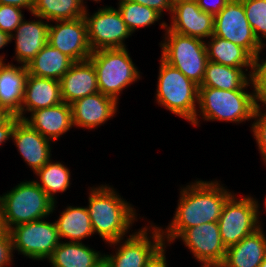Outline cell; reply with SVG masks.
<instances>
[{"mask_svg": "<svg viewBox=\"0 0 266 267\" xmlns=\"http://www.w3.org/2000/svg\"><path fill=\"white\" fill-rule=\"evenodd\" d=\"M35 173L42 181L41 184L35 182L53 202H55L54 193L64 192L69 187L70 171L61 163L49 161Z\"/></svg>", "mask_w": 266, "mask_h": 267, "instance_id": "f546056e", "label": "cell"}, {"mask_svg": "<svg viewBox=\"0 0 266 267\" xmlns=\"http://www.w3.org/2000/svg\"><path fill=\"white\" fill-rule=\"evenodd\" d=\"M154 229L153 242L147 237V228H143L138 233L130 235L116 255H104V259L110 267H146L165 244L164 231L158 227Z\"/></svg>", "mask_w": 266, "mask_h": 267, "instance_id": "7c38bea8", "label": "cell"}, {"mask_svg": "<svg viewBox=\"0 0 266 267\" xmlns=\"http://www.w3.org/2000/svg\"><path fill=\"white\" fill-rule=\"evenodd\" d=\"M74 61L47 43L26 65L28 74L60 81Z\"/></svg>", "mask_w": 266, "mask_h": 267, "instance_id": "cb8c5ba5", "label": "cell"}, {"mask_svg": "<svg viewBox=\"0 0 266 267\" xmlns=\"http://www.w3.org/2000/svg\"><path fill=\"white\" fill-rule=\"evenodd\" d=\"M260 112H261L260 106L257 103L255 110H254L253 118H255V120L257 117L259 118L252 125L253 126L252 129H253L256 141L258 143L260 152L262 153L263 159L266 162V113L261 114Z\"/></svg>", "mask_w": 266, "mask_h": 267, "instance_id": "e575fe53", "label": "cell"}, {"mask_svg": "<svg viewBox=\"0 0 266 267\" xmlns=\"http://www.w3.org/2000/svg\"><path fill=\"white\" fill-rule=\"evenodd\" d=\"M160 61L156 100L166 109L197 126L195 102H198L199 86L180 70L162 59Z\"/></svg>", "mask_w": 266, "mask_h": 267, "instance_id": "277c9868", "label": "cell"}, {"mask_svg": "<svg viewBox=\"0 0 266 267\" xmlns=\"http://www.w3.org/2000/svg\"><path fill=\"white\" fill-rule=\"evenodd\" d=\"M82 243H60L49 261L53 267H95L104 256Z\"/></svg>", "mask_w": 266, "mask_h": 267, "instance_id": "d4e9b609", "label": "cell"}, {"mask_svg": "<svg viewBox=\"0 0 266 267\" xmlns=\"http://www.w3.org/2000/svg\"><path fill=\"white\" fill-rule=\"evenodd\" d=\"M12 240L8 231L0 237V267L10 265L12 261Z\"/></svg>", "mask_w": 266, "mask_h": 267, "instance_id": "d590c367", "label": "cell"}, {"mask_svg": "<svg viewBox=\"0 0 266 267\" xmlns=\"http://www.w3.org/2000/svg\"><path fill=\"white\" fill-rule=\"evenodd\" d=\"M266 257V238L261 227L226 250L220 267H259Z\"/></svg>", "mask_w": 266, "mask_h": 267, "instance_id": "7402d4cb", "label": "cell"}, {"mask_svg": "<svg viewBox=\"0 0 266 267\" xmlns=\"http://www.w3.org/2000/svg\"><path fill=\"white\" fill-rule=\"evenodd\" d=\"M89 60L97 73L99 92L116 100L123 88L140 78L126 48L96 50Z\"/></svg>", "mask_w": 266, "mask_h": 267, "instance_id": "5b68a950", "label": "cell"}, {"mask_svg": "<svg viewBox=\"0 0 266 267\" xmlns=\"http://www.w3.org/2000/svg\"><path fill=\"white\" fill-rule=\"evenodd\" d=\"M117 103L116 99L101 92L78 99L70 104L73 125L95 128L114 116Z\"/></svg>", "mask_w": 266, "mask_h": 267, "instance_id": "2e32d148", "label": "cell"}, {"mask_svg": "<svg viewBox=\"0 0 266 267\" xmlns=\"http://www.w3.org/2000/svg\"><path fill=\"white\" fill-rule=\"evenodd\" d=\"M213 35L245 48L253 57L263 47L246 18L241 0H230L214 17Z\"/></svg>", "mask_w": 266, "mask_h": 267, "instance_id": "30bf717a", "label": "cell"}, {"mask_svg": "<svg viewBox=\"0 0 266 267\" xmlns=\"http://www.w3.org/2000/svg\"><path fill=\"white\" fill-rule=\"evenodd\" d=\"M118 10L128 29L133 32L137 27H145L159 20L161 14L156 10L130 0H120Z\"/></svg>", "mask_w": 266, "mask_h": 267, "instance_id": "4dcf8cb0", "label": "cell"}, {"mask_svg": "<svg viewBox=\"0 0 266 267\" xmlns=\"http://www.w3.org/2000/svg\"><path fill=\"white\" fill-rule=\"evenodd\" d=\"M61 102L63 101L61 98L60 81L28 74L25 83L23 102L20 112L16 116L24 120V110L33 112L39 109L56 106Z\"/></svg>", "mask_w": 266, "mask_h": 267, "instance_id": "d6986e66", "label": "cell"}, {"mask_svg": "<svg viewBox=\"0 0 266 267\" xmlns=\"http://www.w3.org/2000/svg\"><path fill=\"white\" fill-rule=\"evenodd\" d=\"M60 239L80 243L81 239L94 234L87 208L69 206L55 222Z\"/></svg>", "mask_w": 266, "mask_h": 267, "instance_id": "83f0119b", "label": "cell"}, {"mask_svg": "<svg viewBox=\"0 0 266 267\" xmlns=\"http://www.w3.org/2000/svg\"><path fill=\"white\" fill-rule=\"evenodd\" d=\"M95 267H110L109 263L103 259L100 263H98Z\"/></svg>", "mask_w": 266, "mask_h": 267, "instance_id": "ee69618b", "label": "cell"}, {"mask_svg": "<svg viewBox=\"0 0 266 267\" xmlns=\"http://www.w3.org/2000/svg\"><path fill=\"white\" fill-rule=\"evenodd\" d=\"M24 161L34 173L50 161L49 139L42 136L24 120H19L13 130L12 137Z\"/></svg>", "mask_w": 266, "mask_h": 267, "instance_id": "ac0fdd59", "label": "cell"}, {"mask_svg": "<svg viewBox=\"0 0 266 267\" xmlns=\"http://www.w3.org/2000/svg\"><path fill=\"white\" fill-rule=\"evenodd\" d=\"M171 26L167 29L178 34L203 39L214 31V16L202 11L195 0L173 2Z\"/></svg>", "mask_w": 266, "mask_h": 267, "instance_id": "9a60e30c", "label": "cell"}, {"mask_svg": "<svg viewBox=\"0 0 266 267\" xmlns=\"http://www.w3.org/2000/svg\"><path fill=\"white\" fill-rule=\"evenodd\" d=\"M3 58H4V57H2V56L0 57V62H3Z\"/></svg>", "mask_w": 266, "mask_h": 267, "instance_id": "7dc6e473", "label": "cell"}, {"mask_svg": "<svg viewBox=\"0 0 266 267\" xmlns=\"http://www.w3.org/2000/svg\"><path fill=\"white\" fill-rule=\"evenodd\" d=\"M248 78L242 68H235L207 62L205 75L199 87H211L221 90H244L248 86Z\"/></svg>", "mask_w": 266, "mask_h": 267, "instance_id": "4316f807", "label": "cell"}, {"mask_svg": "<svg viewBox=\"0 0 266 267\" xmlns=\"http://www.w3.org/2000/svg\"><path fill=\"white\" fill-rule=\"evenodd\" d=\"M27 75L25 65L15 67L0 62V108L10 115L20 112Z\"/></svg>", "mask_w": 266, "mask_h": 267, "instance_id": "44dd1931", "label": "cell"}, {"mask_svg": "<svg viewBox=\"0 0 266 267\" xmlns=\"http://www.w3.org/2000/svg\"><path fill=\"white\" fill-rule=\"evenodd\" d=\"M179 237L203 267H220L226 256L218 222H207L186 229Z\"/></svg>", "mask_w": 266, "mask_h": 267, "instance_id": "5bb4252c", "label": "cell"}, {"mask_svg": "<svg viewBox=\"0 0 266 267\" xmlns=\"http://www.w3.org/2000/svg\"><path fill=\"white\" fill-rule=\"evenodd\" d=\"M164 248L151 260L146 267H167Z\"/></svg>", "mask_w": 266, "mask_h": 267, "instance_id": "60d3db41", "label": "cell"}, {"mask_svg": "<svg viewBox=\"0 0 266 267\" xmlns=\"http://www.w3.org/2000/svg\"><path fill=\"white\" fill-rule=\"evenodd\" d=\"M35 0H0V4L12 5L20 8H28L32 13Z\"/></svg>", "mask_w": 266, "mask_h": 267, "instance_id": "ab89813d", "label": "cell"}, {"mask_svg": "<svg viewBox=\"0 0 266 267\" xmlns=\"http://www.w3.org/2000/svg\"><path fill=\"white\" fill-rule=\"evenodd\" d=\"M49 25L38 21H22L16 28V58L27 65L35 55L48 43Z\"/></svg>", "mask_w": 266, "mask_h": 267, "instance_id": "603a6c76", "label": "cell"}, {"mask_svg": "<svg viewBox=\"0 0 266 267\" xmlns=\"http://www.w3.org/2000/svg\"><path fill=\"white\" fill-rule=\"evenodd\" d=\"M55 22L57 23L56 26L49 25L48 43L66 54L74 62L88 60L93 51L88 41L87 24L84 16Z\"/></svg>", "mask_w": 266, "mask_h": 267, "instance_id": "4fadbf2b", "label": "cell"}, {"mask_svg": "<svg viewBox=\"0 0 266 267\" xmlns=\"http://www.w3.org/2000/svg\"><path fill=\"white\" fill-rule=\"evenodd\" d=\"M131 2L138 3L144 6H148L156 10L158 13L162 15L163 9H168L172 12L173 2L172 0H130Z\"/></svg>", "mask_w": 266, "mask_h": 267, "instance_id": "8d00e7d4", "label": "cell"}, {"mask_svg": "<svg viewBox=\"0 0 266 267\" xmlns=\"http://www.w3.org/2000/svg\"><path fill=\"white\" fill-rule=\"evenodd\" d=\"M62 101L71 104L83 97L98 93L97 73L88 59L74 62L60 79Z\"/></svg>", "mask_w": 266, "mask_h": 267, "instance_id": "e0dca14e", "label": "cell"}, {"mask_svg": "<svg viewBox=\"0 0 266 267\" xmlns=\"http://www.w3.org/2000/svg\"><path fill=\"white\" fill-rule=\"evenodd\" d=\"M259 267H266V257L264 258L263 262L260 264Z\"/></svg>", "mask_w": 266, "mask_h": 267, "instance_id": "bcb514c9", "label": "cell"}, {"mask_svg": "<svg viewBox=\"0 0 266 267\" xmlns=\"http://www.w3.org/2000/svg\"><path fill=\"white\" fill-rule=\"evenodd\" d=\"M85 11L88 41L92 51L100 49L126 48L123 40L131 31L122 19L119 10L112 7L99 9L91 17Z\"/></svg>", "mask_w": 266, "mask_h": 267, "instance_id": "8fae6325", "label": "cell"}, {"mask_svg": "<svg viewBox=\"0 0 266 267\" xmlns=\"http://www.w3.org/2000/svg\"><path fill=\"white\" fill-rule=\"evenodd\" d=\"M198 104L205 120L241 122L253 118L255 95L244 90L199 87Z\"/></svg>", "mask_w": 266, "mask_h": 267, "instance_id": "8992f818", "label": "cell"}, {"mask_svg": "<svg viewBox=\"0 0 266 267\" xmlns=\"http://www.w3.org/2000/svg\"><path fill=\"white\" fill-rule=\"evenodd\" d=\"M235 199L232 195L226 201L218 219L221 240L226 249L260 228L257 202L251 197L239 201Z\"/></svg>", "mask_w": 266, "mask_h": 267, "instance_id": "ba28073f", "label": "cell"}, {"mask_svg": "<svg viewBox=\"0 0 266 267\" xmlns=\"http://www.w3.org/2000/svg\"><path fill=\"white\" fill-rule=\"evenodd\" d=\"M195 1L198 3V6L202 11L207 12L215 17L217 14L220 13V11L226 6V4L230 0H216L215 3L212 2V5L208 3L207 0Z\"/></svg>", "mask_w": 266, "mask_h": 267, "instance_id": "74e56055", "label": "cell"}, {"mask_svg": "<svg viewBox=\"0 0 266 267\" xmlns=\"http://www.w3.org/2000/svg\"><path fill=\"white\" fill-rule=\"evenodd\" d=\"M6 232V229L4 228V225L0 219V237Z\"/></svg>", "mask_w": 266, "mask_h": 267, "instance_id": "f6af8a7d", "label": "cell"}, {"mask_svg": "<svg viewBox=\"0 0 266 267\" xmlns=\"http://www.w3.org/2000/svg\"><path fill=\"white\" fill-rule=\"evenodd\" d=\"M20 119L16 115H11L2 125H0V144L12 137L16 123Z\"/></svg>", "mask_w": 266, "mask_h": 267, "instance_id": "f35d334b", "label": "cell"}, {"mask_svg": "<svg viewBox=\"0 0 266 267\" xmlns=\"http://www.w3.org/2000/svg\"><path fill=\"white\" fill-rule=\"evenodd\" d=\"M232 196L217 182L197 181L181 192L173 221L168 226L167 240L172 242L186 229L207 222H218L226 201Z\"/></svg>", "mask_w": 266, "mask_h": 267, "instance_id": "6da1fadb", "label": "cell"}, {"mask_svg": "<svg viewBox=\"0 0 266 267\" xmlns=\"http://www.w3.org/2000/svg\"><path fill=\"white\" fill-rule=\"evenodd\" d=\"M80 0H35L32 14L47 20H73L85 15Z\"/></svg>", "mask_w": 266, "mask_h": 267, "instance_id": "f1b7e54d", "label": "cell"}, {"mask_svg": "<svg viewBox=\"0 0 266 267\" xmlns=\"http://www.w3.org/2000/svg\"><path fill=\"white\" fill-rule=\"evenodd\" d=\"M258 51L253 57V71L250 72V80L254 86V95L256 104L258 101L263 102L266 105V60L258 62L259 60Z\"/></svg>", "mask_w": 266, "mask_h": 267, "instance_id": "d6a6232c", "label": "cell"}, {"mask_svg": "<svg viewBox=\"0 0 266 267\" xmlns=\"http://www.w3.org/2000/svg\"><path fill=\"white\" fill-rule=\"evenodd\" d=\"M91 190L87 210L93 232L117 245L135 220V212L112 188L105 185Z\"/></svg>", "mask_w": 266, "mask_h": 267, "instance_id": "7a4b0ae2", "label": "cell"}, {"mask_svg": "<svg viewBox=\"0 0 266 267\" xmlns=\"http://www.w3.org/2000/svg\"><path fill=\"white\" fill-rule=\"evenodd\" d=\"M11 115L4 110L3 108H0V125H2Z\"/></svg>", "mask_w": 266, "mask_h": 267, "instance_id": "7bdbcfd3", "label": "cell"}, {"mask_svg": "<svg viewBox=\"0 0 266 267\" xmlns=\"http://www.w3.org/2000/svg\"><path fill=\"white\" fill-rule=\"evenodd\" d=\"M12 249L32 259L50 258L60 244L56 223L42 219L17 225L8 230Z\"/></svg>", "mask_w": 266, "mask_h": 267, "instance_id": "9c48e42d", "label": "cell"}, {"mask_svg": "<svg viewBox=\"0 0 266 267\" xmlns=\"http://www.w3.org/2000/svg\"><path fill=\"white\" fill-rule=\"evenodd\" d=\"M54 204L35 181L22 182L0 196V219L8 231L17 225L47 217L53 212Z\"/></svg>", "mask_w": 266, "mask_h": 267, "instance_id": "3957f363", "label": "cell"}, {"mask_svg": "<svg viewBox=\"0 0 266 267\" xmlns=\"http://www.w3.org/2000/svg\"><path fill=\"white\" fill-rule=\"evenodd\" d=\"M206 52L208 61L235 68L251 66L253 69V56L245 48L218 36H211Z\"/></svg>", "mask_w": 266, "mask_h": 267, "instance_id": "484cf974", "label": "cell"}, {"mask_svg": "<svg viewBox=\"0 0 266 267\" xmlns=\"http://www.w3.org/2000/svg\"><path fill=\"white\" fill-rule=\"evenodd\" d=\"M241 2L256 38L261 45H264L259 33L263 35V38H266V0H241Z\"/></svg>", "mask_w": 266, "mask_h": 267, "instance_id": "1f68e13d", "label": "cell"}, {"mask_svg": "<svg viewBox=\"0 0 266 267\" xmlns=\"http://www.w3.org/2000/svg\"><path fill=\"white\" fill-rule=\"evenodd\" d=\"M31 119L24 118L33 129L47 139L56 140L73 126L71 106L65 102L32 112Z\"/></svg>", "mask_w": 266, "mask_h": 267, "instance_id": "ffe728a7", "label": "cell"}, {"mask_svg": "<svg viewBox=\"0 0 266 267\" xmlns=\"http://www.w3.org/2000/svg\"><path fill=\"white\" fill-rule=\"evenodd\" d=\"M166 32L168 40L162 43L161 59L200 86L208 62L205 41L169 29Z\"/></svg>", "mask_w": 266, "mask_h": 267, "instance_id": "52a82bcc", "label": "cell"}, {"mask_svg": "<svg viewBox=\"0 0 266 267\" xmlns=\"http://www.w3.org/2000/svg\"><path fill=\"white\" fill-rule=\"evenodd\" d=\"M22 8L12 5L0 4V30L7 33L10 36V40L14 37L11 32L23 21V14L20 10Z\"/></svg>", "mask_w": 266, "mask_h": 267, "instance_id": "836d02e7", "label": "cell"}, {"mask_svg": "<svg viewBox=\"0 0 266 267\" xmlns=\"http://www.w3.org/2000/svg\"><path fill=\"white\" fill-rule=\"evenodd\" d=\"M10 41H11L10 36L7 33L0 30V49Z\"/></svg>", "mask_w": 266, "mask_h": 267, "instance_id": "b9f144b4", "label": "cell"}]
</instances>
